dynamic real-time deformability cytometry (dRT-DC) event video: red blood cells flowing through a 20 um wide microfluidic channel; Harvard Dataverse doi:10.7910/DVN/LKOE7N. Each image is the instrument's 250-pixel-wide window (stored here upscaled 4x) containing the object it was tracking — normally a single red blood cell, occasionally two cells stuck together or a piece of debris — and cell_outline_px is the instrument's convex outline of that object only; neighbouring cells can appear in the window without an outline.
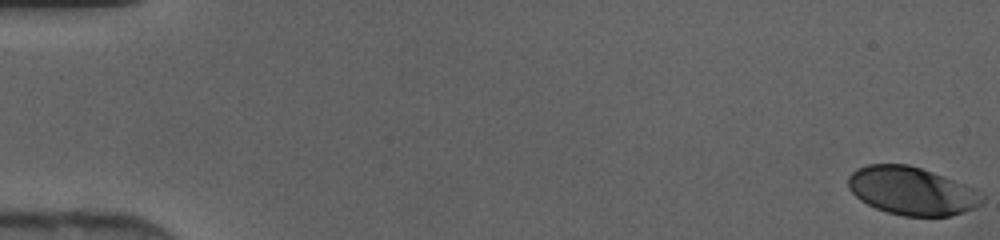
{"species": "human", "species_latin": "Homo sapiens", "temperature_condition": "cold", "stored_images_in_passage": 47, "camera_frame_rate_fps": 3000, "um_per_image_px": 0.085, "donor": {"sex": "female"}, "frame": {"image": 1, "passage_image": 1, "time_ms": 0.0, "image_size_px": [1000, 240], "cell_outline_px": [[984, 200], [980, 204], [964, 212], [948, 216], [904, 216], [888, 212], [876, 208], [860, 200], [848, 188], [848, 176], [856, 168], [868, 164], [908, 164], [932, 172], [964, 184], [972, 188], [984, 196]], "centroid_in_image_um": [77.46, 16.22], "position_along_channel_um": 7.5, "area_um2": 37.22}}
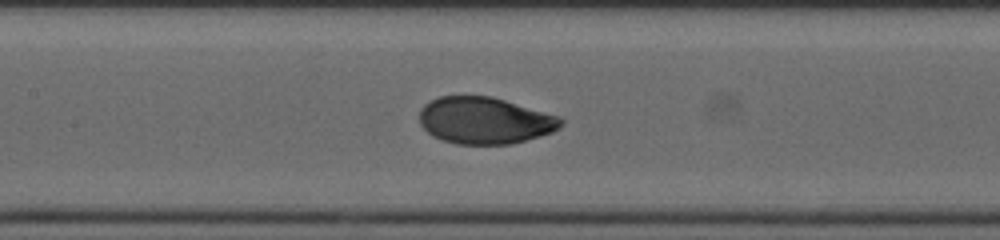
{"frame": {"image": 2, "passage_image": 23, "time_ms": 7.333, "image_size_px": [1000, 240], "cell_outline_px": [[564, 124], [560, 128], [552, 132], [540, 136], [512, 144], [456, 144], [432, 136], [420, 124], [420, 108], [424, 104], [440, 96], [492, 96], [560, 116], [564, 120]], "centroid_in_image_um": [41.23, 10.24], "position_along_channel_um": 166.2, "area_um2": 38.73}}
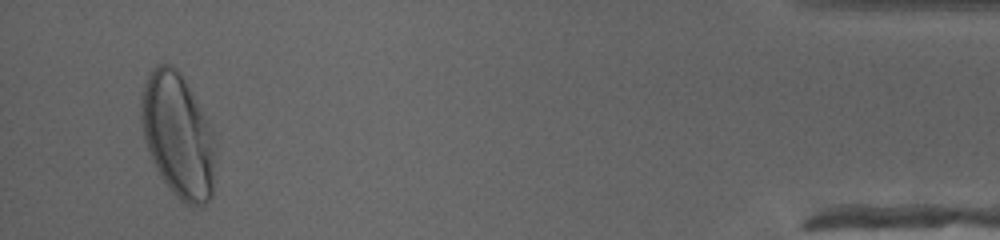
{"frame": {"image": 3, "passage_image": 45, "time_ms": 14.667, "image_size_px": [1000, 240], "cell_outline_px": [[212, 196], [204, 204], [192, 208], [180, 200], [172, 192], [160, 176], [148, 152], [144, 140], [140, 120], [140, 96], [144, 84], [148, 76], [156, 64], [172, 64], [180, 72], [200, 108], [208, 124], [212, 136]], "centroid_in_image_um": [15.05, 11.51], "position_along_channel_um": 420.2, "area_um2": 52.83}}